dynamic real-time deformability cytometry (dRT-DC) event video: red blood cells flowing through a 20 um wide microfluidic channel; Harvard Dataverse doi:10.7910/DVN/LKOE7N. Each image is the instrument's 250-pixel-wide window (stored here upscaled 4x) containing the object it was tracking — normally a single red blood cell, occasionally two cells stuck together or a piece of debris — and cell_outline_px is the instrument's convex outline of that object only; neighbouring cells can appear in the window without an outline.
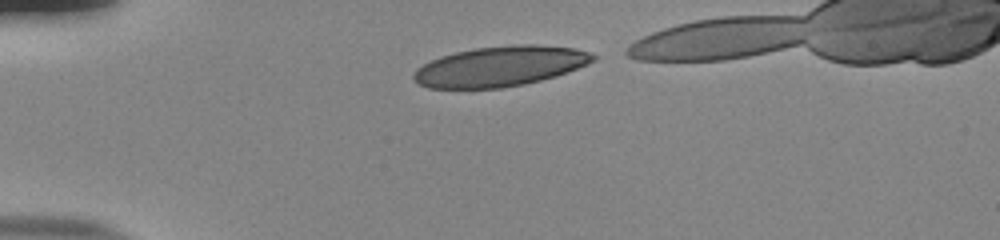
{"species": "human", "species_latin": "Homo sapiens", "temperature_condition": "room temperature", "stored_images_in_passage": 34, "camera_frame_rate_fps": 3000, "um_per_image_px": 0.085, "donor": {"sex": "male"}, "frame": {"image": 1, "passage_image": 1, "time_ms": 0.0, "image_size_px": [1000, 240], "cell_outline_px": [[596, 60], [588, 64], [556, 76], [524, 84], [500, 88], [428, 88], [420, 84], [412, 76], [416, 68], [440, 56], [456, 52], [476, 48], [524, 44], [532, 44], [572, 48], [588, 52], [596, 56]], "centroid_in_image_um": [42.51, 5.64], "position_along_channel_um": 42.5, "area_um2": 41.56}}
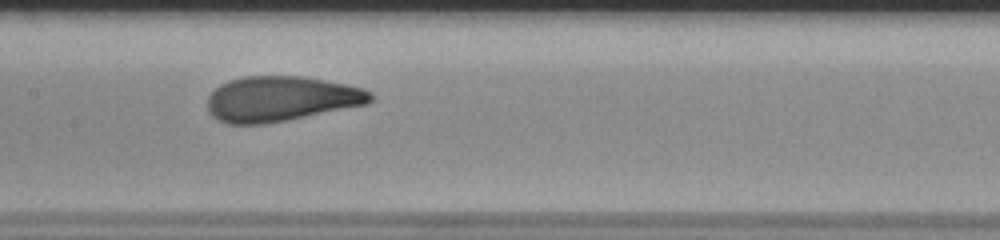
{"frame": {"image": 2, "passage_image": 15, "time_ms": 4.667, "image_size_px": [1000, 240], "cell_outline_px": [[372, 100], [364, 104], [264, 124], [228, 124], [212, 116], [208, 112], [208, 96], [220, 84], [228, 80], [244, 76], [304, 76], [364, 88], [372, 92]], "centroid_in_image_um": [23.83, 8.38], "position_along_channel_um": 183.6, "area_um2": 42.43}}
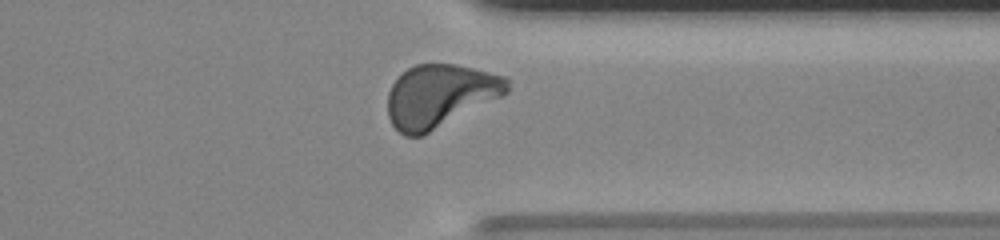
{"frame": {"image": 3, "passage_image": 30, "time_ms": 9.667, "image_size_px": [1000, 240], "cell_outline_px": [[508, 92], [420, 136], [404, 136], [392, 124], [388, 116], [388, 92], [392, 84], [408, 68], [416, 64], [456, 64], [508, 76]], "centroid_in_image_um": [37.37, 8.11], "position_along_channel_um": 374.0, "area_um2": 43.0}, "authors_computed_cell_mechanics": {"area_um2": 42.4541, "velocity_mm_per_s": 3.8303, "shape_relaxation_time_tau1_ms": 3.66, "shape_relaxation_time_tau2_ms": null, "deformation_change_tau1": 0.2006, "deformation_change_tau2": null}}